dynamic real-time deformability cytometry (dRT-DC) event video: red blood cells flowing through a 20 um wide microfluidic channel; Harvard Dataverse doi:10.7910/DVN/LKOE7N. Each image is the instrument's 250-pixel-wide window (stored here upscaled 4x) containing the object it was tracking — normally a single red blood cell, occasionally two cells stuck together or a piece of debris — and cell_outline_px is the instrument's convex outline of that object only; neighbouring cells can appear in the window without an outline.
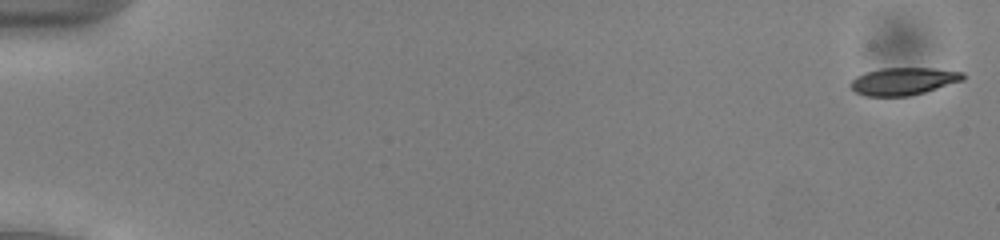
{"species": "common noctule bat (a hibernating species)", "species_latin": "Nyctalus noctula", "temperature_condition": "cold", "stored_images_in_passage": 50, "camera_frame_rate_fps": 3000, "um_per_image_px": 0.085, "animal": {"sex": "male", "body_mass_g": 13.0, "forearm_length_mm": 53.1}, "frame": {"image": 1, "passage_image": 1, "time_ms": 0.0, "image_size_px": [1000, 240], "cell_outline_px": [[964, 80], [924, 92], [908, 96], [864, 96], [856, 92], [848, 84], [856, 76], [880, 68], [932, 68], [964, 72]], "centroid_in_image_um": [76.78, 6.9], "position_along_channel_um": 8.2, "area_um2": 17.92}}
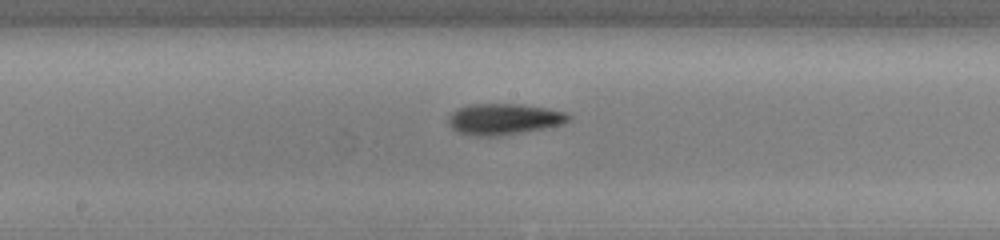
{"frame": {"image": 2, "passage_image": 29, "time_ms": 9.333, "image_size_px": [1000, 240], "cell_outline_px": [[572, 116], [568, 120], [560, 124], [500, 136], [472, 136], [456, 132], [448, 124], [448, 116], [456, 108], [468, 104], [520, 104], [548, 108], [564, 112]], "centroid_in_image_um": [42.74, 10.11], "position_along_channel_um": 205.5, "area_um2": 21.73}}
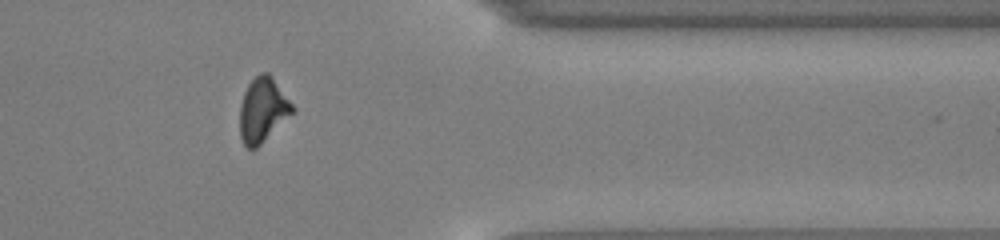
{"frame": {"image": 3, "passage_image": 44, "time_ms": 14.333, "image_size_px": [1000, 240], "cell_outline_px": [[296, 112], [256, 148], [248, 148], [244, 144], [240, 136], [240, 104], [244, 92], [248, 84], [260, 72], [268, 72], [272, 76], [296, 108]], "centroid_in_image_um": [22.37, 9.34], "position_along_channel_um": 389.0, "area_um2": 20.0}, "authors_computed_cell_mechanics": {"area_um2": 19.941, "velocity_mm_per_s": 3.9463, "shape_relaxation_time_tau1_ms": 2.3501, "shape_relaxation_time_tau2_ms": 3.8062, "deformation_change_tau1": 0.1294, "deformation_change_tau2": 0.1264}}